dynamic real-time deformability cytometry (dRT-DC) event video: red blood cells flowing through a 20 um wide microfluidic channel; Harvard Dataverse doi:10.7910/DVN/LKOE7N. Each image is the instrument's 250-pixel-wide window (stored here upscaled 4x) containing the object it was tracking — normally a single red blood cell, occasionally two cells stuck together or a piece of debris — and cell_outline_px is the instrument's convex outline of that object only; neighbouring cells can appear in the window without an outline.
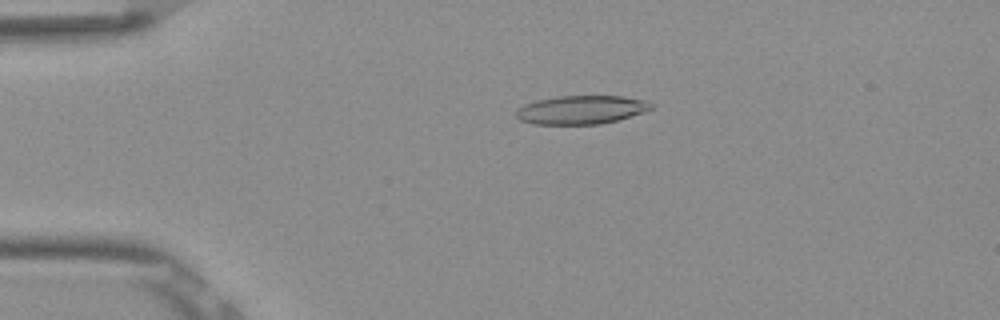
{"species": "Egyptian fruit bat (a non-hibernating species)", "species_latin": "Rousettus aegyptiacus", "temperature_condition": "room temperature", "stored_images_in_passage": 52, "camera_frame_rate_fps": 3000, "um_per_image_px": 0.085, "frame": {"image": 1, "passage_image": 11, "time_ms": 3.333, "image_size_px": [1000, 320], "cell_outline_px": [[656, 104], [652, 108], [644, 112], [616, 120], [600, 124], [532, 124], [520, 120], [516, 116], [516, 108], [524, 104], [536, 100], [556, 96], [620, 96], [648, 100]], "centroid_in_image_um": [49.41, 9.32], "position_along_channel_um": 35.6, "area_um2": 22.66}}
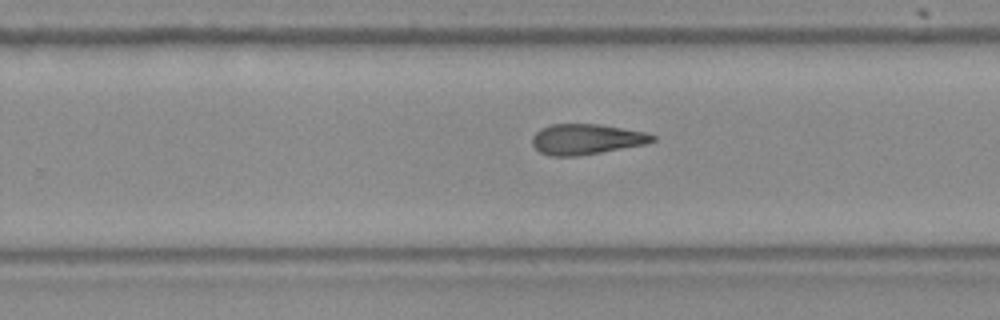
{"frame": {"image": 2, "passage_image": 33, "time_ms": 10.667, "image_size_px": [1000, 320], "cell_outline_px": [[656, 140], [648, 144], [576, 156], [548, 156], [540, 152], [532, 144], [532, 136], [540, 128], [552, 124], [600, 124], [648, 132], [656, 136]], "centroid_in_image_um": [49.87, 11.82], "position_along_channel_um": 279.9, "area_um2": 21.56}}
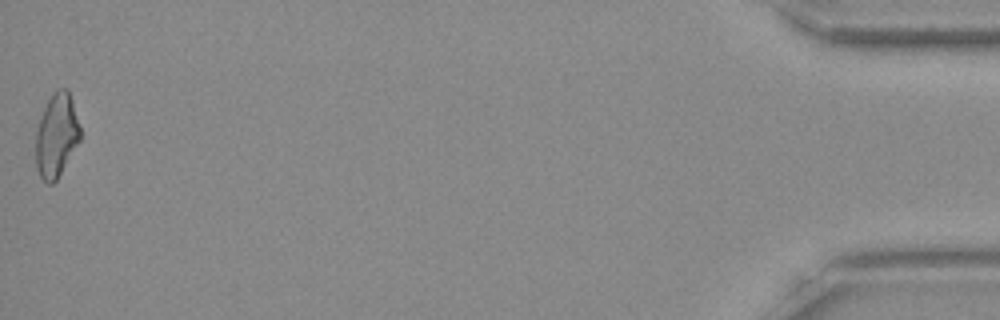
{"frame": {"image": 3, "passage_image": 52, "time_ms": 17.0, "image_size_px": [1000, 320], "cell_outline_px": [[80, 140], [56, 180], [52, 184], [48, 184], [40, 176], [36, 168], [36, 132], [44, 108], [52, 92], [56, 88], [68, 88], [72, 100], [80, 128]], "centroid_in_image_um": [4.8, 11.49], "position_along_channel_um": 430.4, "area_um2": 21.44}}